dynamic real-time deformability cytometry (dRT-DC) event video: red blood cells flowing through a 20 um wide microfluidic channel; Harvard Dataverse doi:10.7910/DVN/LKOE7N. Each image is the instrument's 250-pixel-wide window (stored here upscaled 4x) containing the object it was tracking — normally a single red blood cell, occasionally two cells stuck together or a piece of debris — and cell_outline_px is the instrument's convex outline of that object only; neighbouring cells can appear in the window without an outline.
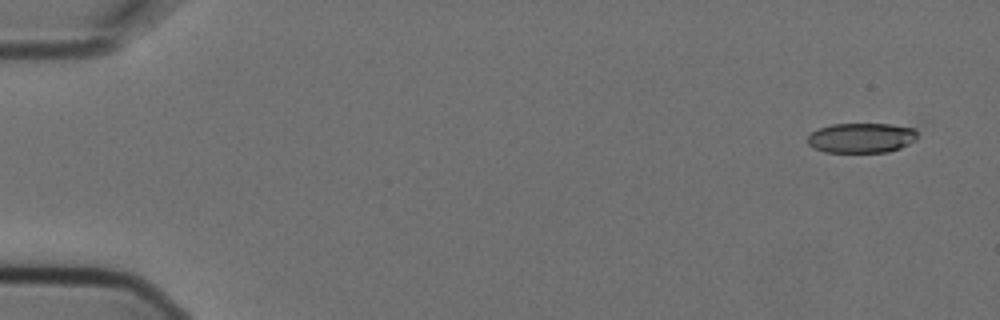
{"species": "Egyptian fruit bat (a non-hibernating species)", "species_latin": "Rousettus aegyptiacus", "temperature_condition": "cold", "stored_images_in_passage": 5, "camera_frame_rate_fps": 3000, "um_per_image_px": 0.085, "animal": {"sex": "female"}, "frame": {"image": 1, "passage_image": 1, "time_ms": 0.0, "image_size_px": [1000, 320], "cell_outline_px": [[916, 140], [900, 148], [888, 152], [824, 152], [812, 148], [808, 144], [808, 136], [812, 132], [820, 128], [832, 124], [892, 124], [916, 128]], "centroid_in_image_um": [73.22, 11.72], "position_along_channel_um": 11.8, "area_um2": 19.25}}
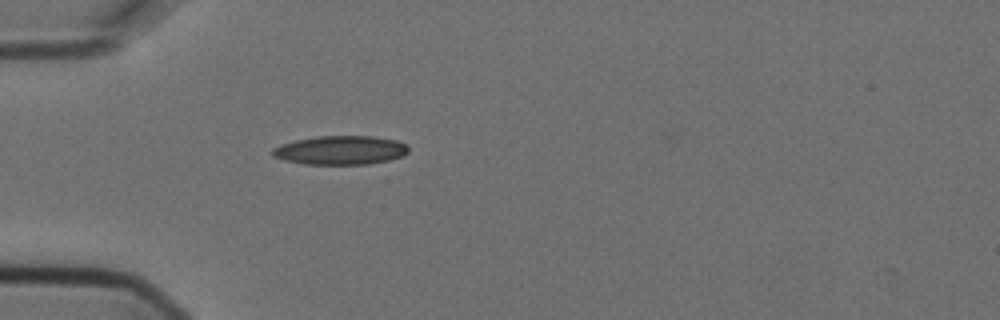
{"frame": {"image": 2, "passage_image": 5, "time_ms": 1.333, "image_size_px": [1000, 320], "cell_outline_px": [[408, 152], [404, 156], [388, 160], [368, 164], [304, 164], [284, 160], [272, 156], [272, 148], [296, 140], [316, 136], [372, 136], [396, 140], [404, 144], [408, 148]], "centroid_in_image_um": [28.94, 12.77], "position_along_channel_um": 56.1, "area_um2": 22.77}}